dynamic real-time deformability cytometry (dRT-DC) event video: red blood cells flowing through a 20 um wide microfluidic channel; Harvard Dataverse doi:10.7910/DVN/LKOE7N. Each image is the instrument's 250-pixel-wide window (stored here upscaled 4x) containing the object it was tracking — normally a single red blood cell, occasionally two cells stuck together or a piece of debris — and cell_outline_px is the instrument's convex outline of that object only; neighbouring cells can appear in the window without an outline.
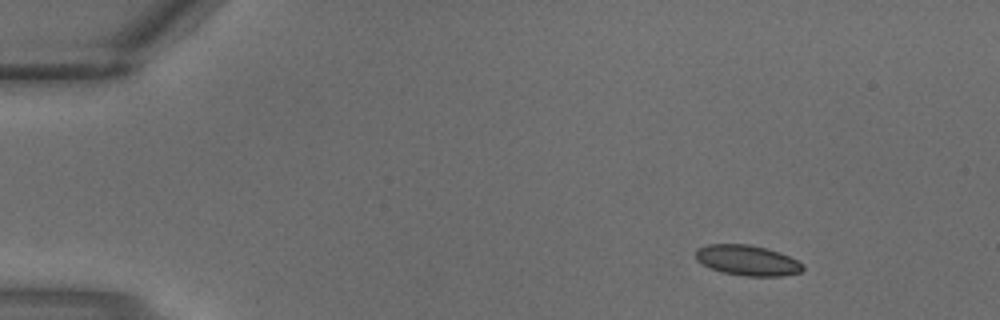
{"species": "common noctule bat (a hibernating species)", "species_latin": "Nyctalus noctula", "temperature_condition": "warm", "stored_images_in_passage": 3, "camera_frame_rate_fps": 3000, "um_per_image_px": 0.085, "animal": {"sex": "male", "body_mass_g": 18.8}, "frame": {"image": 1, "passage_image": 1, "time_ms": 0.0, "image_size_px": [1000, 320], "cell_outline_px": [[804, 268], [800, 272], [780, 276], [744, 276], [724, 272], [712, 268], [696, 260], [696, 248], [708, 244], [748, 244], [768, 248], [780, 252], [804, 264]], "centroid_in_image_um": [63.54, 22.11], "position_along_channel_um": 21.5, "area_um2": 18.9}}